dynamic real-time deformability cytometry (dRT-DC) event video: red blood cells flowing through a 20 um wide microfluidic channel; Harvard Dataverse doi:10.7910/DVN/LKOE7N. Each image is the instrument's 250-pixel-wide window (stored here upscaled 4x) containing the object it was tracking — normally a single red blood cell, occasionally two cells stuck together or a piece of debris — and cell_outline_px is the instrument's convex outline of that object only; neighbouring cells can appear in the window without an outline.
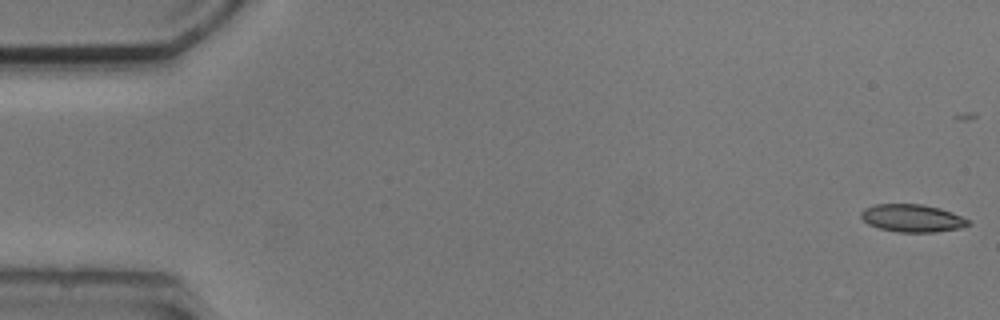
{"species": "common noctule bat (a hibernating species)", "species_latin": "Nyctalus noctula", "temperature_condition": "cold", "stored_images_in_passage": 9, "camera_frame_rate_fps": 3000, "um_per_image_px": 0.085, "animal": {"sex": "male", "body_mass_g": 20.5, "forearm_length_mm": 52.5}, "frame": {"image": 1, "passage_image": 1, "time_ms": 0.0, "image_size_px": [1000, 320], "cell_outline_px": [[972, 224], [960, 228], [936, 232], [896, 232], [880, 228], [868, 224], [860, 216], [860, 212], [864, 208], [876, 204], [924, 204], [940, 208], [952, 212], [972, 220]], "centroid_in_image_um": [77.58, 18.54], "position_along_channel_um": 7.4, "area_um2": 17.51}}
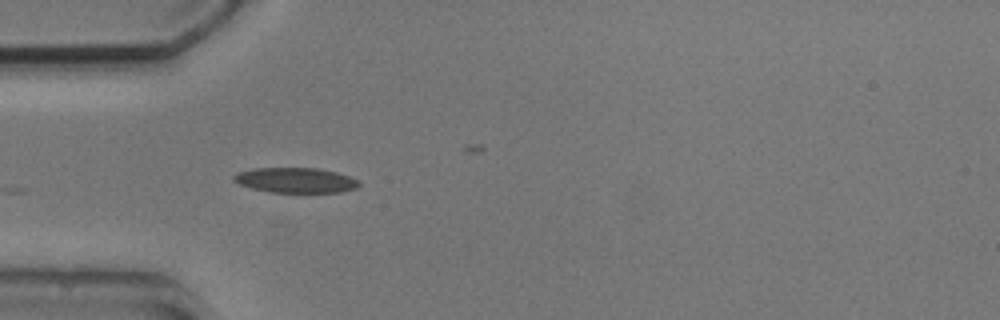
{"frame": {"image": 2, "passage_image": 4, "time_ms": 5.0, "image_size_px": [1000, 320], "cell_outline_px": [[360, 184], [356, 188], [340, 192], [272, 192], [252, 188], [240, 184], [232, 180], [232, 176], [236, 172], [256, 168], [316, 168], [336, 172], [360, 180]], "centroid_in_image_um": [25.11, 15.31], "position_along_channel_um": 59.9, "area_um2": 18.26}}